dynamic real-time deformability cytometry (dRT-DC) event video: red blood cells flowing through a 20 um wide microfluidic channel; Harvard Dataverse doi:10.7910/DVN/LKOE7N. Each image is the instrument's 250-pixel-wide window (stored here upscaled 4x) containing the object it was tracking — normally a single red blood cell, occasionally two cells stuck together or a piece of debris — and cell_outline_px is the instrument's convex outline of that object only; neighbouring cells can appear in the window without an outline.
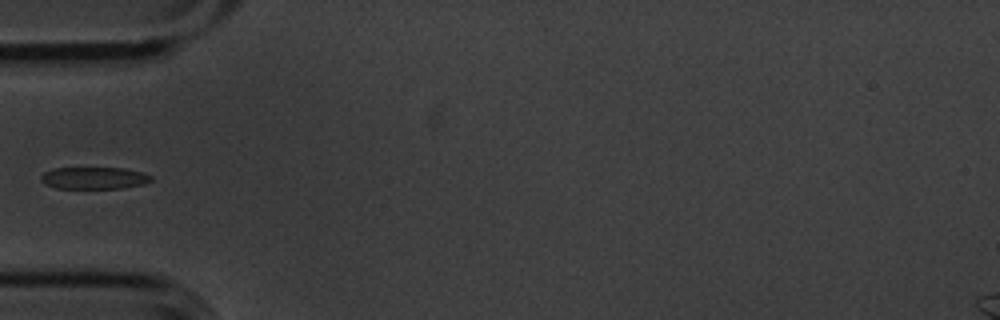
{"species": "common noctule bat (a hibernating species)", "species_latin": "Nyctalus noctula", "temperature_condition": "cold", "stored_images_in_passage": 5, "camera_frame_rate_fps": 3000, "um_per_image_px": 0.085, "animal": {"sex": "male", "body_mass_g": 20.1, "forearm_length_mm": 53.5}, "frame": {"image": 1, "passage_image": 5, "time_ms": 1.333, "image_size_px": [1000, 320], "cell_outline_px": [[152, 180], [144, 184], [120, 188], [56, 188], [44, 184], [40, 180], [40, 176], [44, 172], [52, 168], [124, 168], [140, 172], [152, 176]], "centroid_in_image_um": [7.95, 15.13], "position_along_channel_um": 77.0, "area_um2": 14.1}}